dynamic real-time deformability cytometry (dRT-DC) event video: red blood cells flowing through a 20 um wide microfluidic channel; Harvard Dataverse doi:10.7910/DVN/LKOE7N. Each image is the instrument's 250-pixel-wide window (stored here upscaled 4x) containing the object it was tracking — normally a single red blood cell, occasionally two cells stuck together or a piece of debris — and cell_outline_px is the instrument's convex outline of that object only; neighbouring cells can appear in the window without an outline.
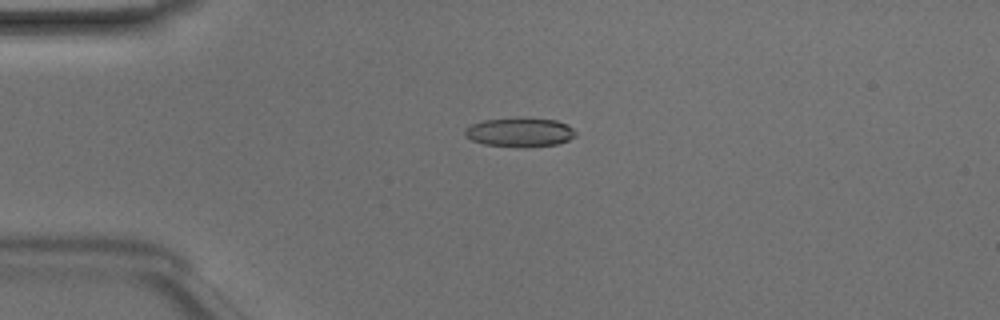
{"species": "Egyptian fruit bat (a non-hibernating species)", "species_latin": "Rousettus aegyptiacus", "temperature_condition": "room temperature", "stored_images_in_passage": 49, "camera_frame_rate_fps": 3000, "um_per_image_px": 0.085, "animal": {"sex": "male"}, "frame": {"image": 1, "passage_image": 12, "time_ms": 3.667, "image_size_px": [1000, 320], "cell_outline_px": [[576, 136], [568, 140], [556, 144], [524, 148], [520, 148], [484, 144], [472, 140], [464, 136], [464, 128], [472, 124], [484, 120], [516, 116], [556, 120], [568, 124], [576, 132]], "centroid_in_image_um": [44.17, 11.23], "position_along_channel_um": 40.8, "area_um2": 19.36}}
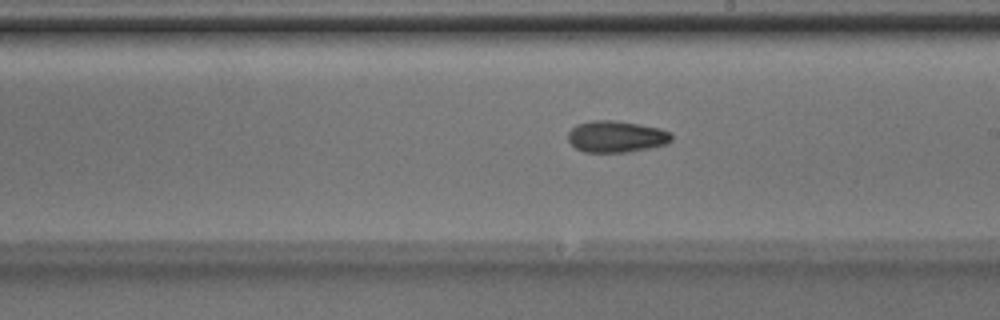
{"frame": {"image": 2, "passage_image": 28, "time_ms": 9.0, "image_size_px": [1000, 320], "cell_outline_px": [[672, 140], [668, 144], [628, 152], [584, 152], [576, 148], [568, 140], [568, 132], [576, 124], [592, 120], [612, 120], [640, 124], [660, 128], [672, 132]], "centroid_in_image_um": [52.4, 11.6], "position_along_channel_um": 236.6, "area_um2": 19.19}}
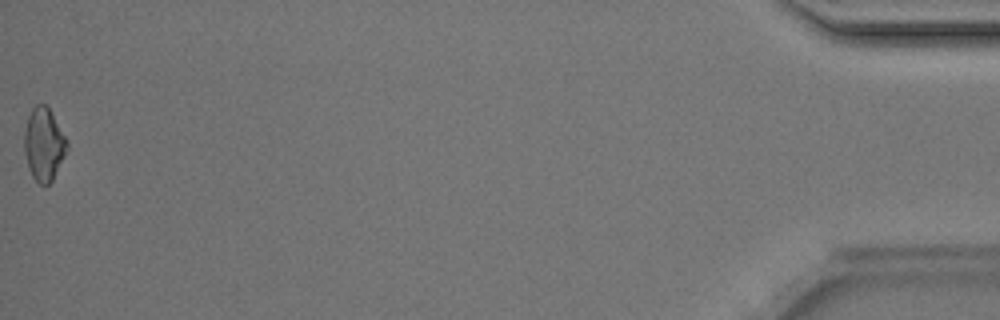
{"frame": {"image": 3, "passage_image": 49, "time_ms": 16.0, "image_size_px": [1000, 320], "cell_outline_px": [[68, 148], [52, 180], [48, 184], [40, 184], [32, 176], [28, 168], [24, 152], [24, 132], [28, 116], [32, 108], [36, 104], [44, 104], [48, 108], [64, 136], [68, 144]], "centroid_in_image_um": [3.69, 12.27], "position_along_channel_um": 431.5, "area_um2": 17.74}, "authors_computed_cell_mechanics": {"area_um2": 18.4382, "velocity_mm_per_s": 4.1846, "shape_relaxation_time_tau1_ms": 8.2425, "shape_relaxation_time_tau2_ms": 3.5279, "deformation_change_tau1": 0.1508, "deformation_change_tau2": 0.1011}}